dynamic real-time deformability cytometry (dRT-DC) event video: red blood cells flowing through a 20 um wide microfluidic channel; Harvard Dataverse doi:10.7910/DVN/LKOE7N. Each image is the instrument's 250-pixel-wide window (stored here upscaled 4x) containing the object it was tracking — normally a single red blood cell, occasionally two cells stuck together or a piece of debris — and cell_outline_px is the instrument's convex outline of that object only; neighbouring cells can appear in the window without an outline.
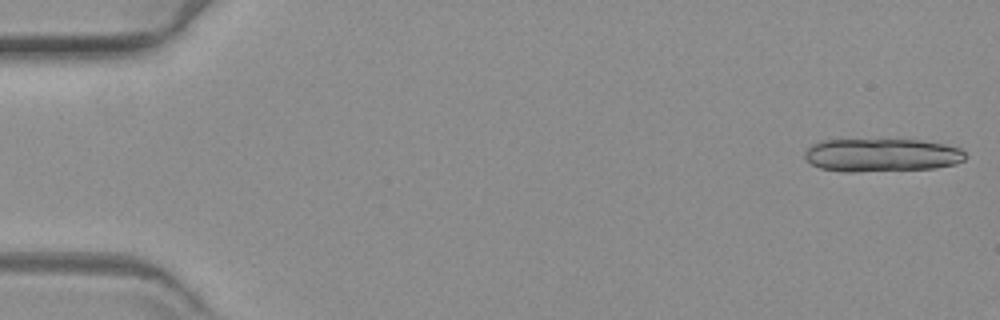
{"species": "common noctule bat (a hibernating species)", "species_latin": "Nyctalus noctula", "temperature_condition": "warm", "stored_images_in_passage": 16, "camera_frame_rate_fps": 3000, "um_per_image_px": 0.085, "animal": {"sex": "female", "body_mass_g": 19.3, "forearm_length_mm": 54.1}, "frame": {"image": 1, "passage_image": 1, "time_ms": 0.0, "image_size_px": [1000, 320], "cell_outline_px": [[968, 156], [964, 160], [956, 164], [932, 168], [848, 172], [820, 168], [812, 164], [804, 156], [804, 152], [808, 148], [824, 140], [880, 136], [920, 140], [944, 144], [960, 148]], "centroid_in_image_um": [74.95, 13.12], "position_along_channel_um": 10.0, "area_um2": 32.14}}